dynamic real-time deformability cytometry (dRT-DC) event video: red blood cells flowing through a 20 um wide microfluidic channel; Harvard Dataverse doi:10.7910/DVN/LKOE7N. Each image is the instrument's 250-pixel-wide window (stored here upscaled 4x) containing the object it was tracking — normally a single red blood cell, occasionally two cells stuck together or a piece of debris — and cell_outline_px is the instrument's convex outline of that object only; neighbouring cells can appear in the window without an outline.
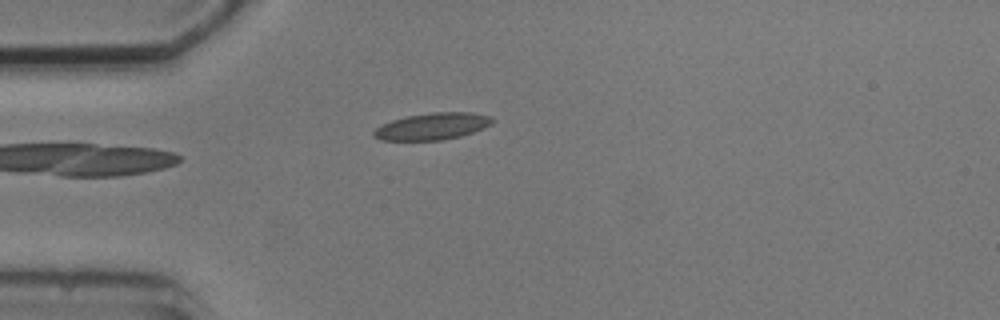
{"species": "common noctule bat (a hibernating species)", "species_latin": "Nyctalus noctula", "temperature_condition": "cold", "stored_images_in_passage": 4, "camera_frame_rate_fps": 3000, "um_per_image_px": 0.085, "animal": {"sex": "male", "body_mass_g": 20.5, "forearm_length_mm": 52.5}, "frame": {"image": 1, "passage_image": 3, "time_ms": 2.333, "image_size_px": [1000, 320], "cell_outline_px": [[496, 120], [492, 124], [484, 128], [460, 136], [440, 140], [380, 140], [372, 136], [372, 132], [376, 128], [392, 120], [408, 116], [432, 112], [472, 112], [492, 116]], "centroid_in_image_um": [36.79, 10.73], "position_along_channel_um": 48.2, "area_um2": 18.55}}